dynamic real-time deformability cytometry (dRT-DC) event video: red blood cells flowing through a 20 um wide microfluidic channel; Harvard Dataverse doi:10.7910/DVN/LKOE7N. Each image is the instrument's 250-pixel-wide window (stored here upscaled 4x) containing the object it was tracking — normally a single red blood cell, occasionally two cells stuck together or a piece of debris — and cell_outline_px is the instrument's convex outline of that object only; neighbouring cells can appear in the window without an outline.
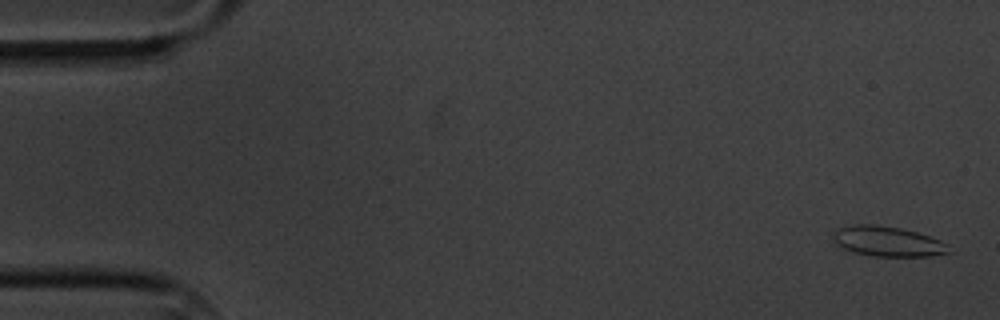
{"species": "common noctule bat (a hibernating species)", "species_latin": "Nyctalus noctula", "temperature_condition": "cold", "stored_images_in_passage": 6, "camera_frame_rate_fps": 3000, "um_per_image_px": 0.085, "animal": {"sex": "male", "body_mass_g": 20.1, "forearm_length_mm": 53.5}, "frame": {"image": 1, "passage_image": 1, "time_ms": 0.0, "image_size_px": [1000, 320], "cell_outline_px": [[952, 252], [928, 256], [872, 256], [852, 252], [844, 248], [832, 240], [832, 236], [840, 228], [856, 224], [876, 224], [900, 228], [916, 232], [940, 240], [948, 244]], "centroid_in_image_um": [75.47, 20.52], "position_along_channel_um": 9.5, "area_um2": 20.17}}
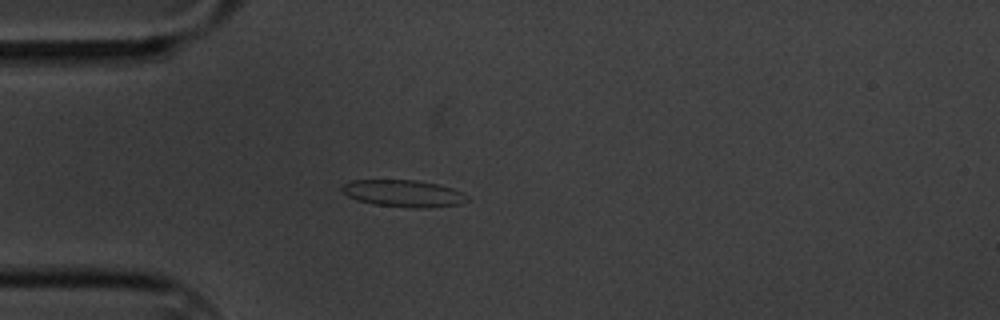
{"frame": {"image": 2, "passage_image": 5, "time_ms": 4.667, "image_size_px": [1000, 320], "cell_outline_px": [[472, 200], [460, 204], [428, 208], [412, 208], [376, 204], [356, 200], [348, 196], [340, 188], [344, 184], [352, 180], [416, 180], [436, 184], [452, 188], [464, 192]], "centroid_in_image_um": [34.35, 16.45], "position_along_channel_um": 50.6, "area_um2": 19.77}}